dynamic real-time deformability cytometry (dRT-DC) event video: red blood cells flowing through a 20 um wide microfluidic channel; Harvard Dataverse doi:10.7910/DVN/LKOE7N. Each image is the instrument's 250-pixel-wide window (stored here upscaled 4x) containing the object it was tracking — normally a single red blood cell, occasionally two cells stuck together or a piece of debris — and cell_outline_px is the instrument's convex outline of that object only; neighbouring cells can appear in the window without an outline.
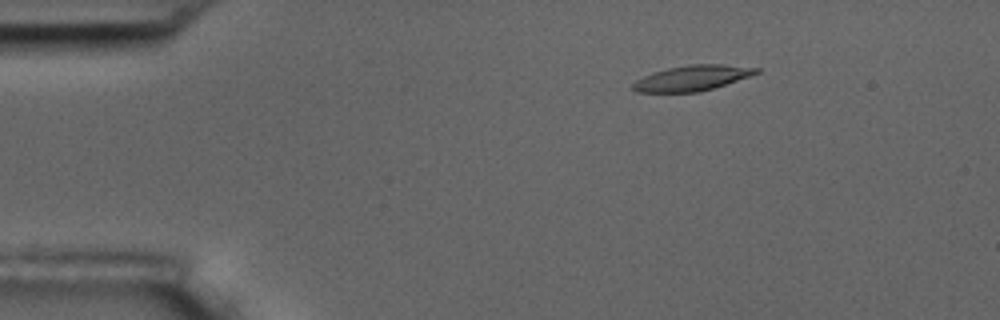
{"species": "common noctule bat (a hibernating species)", "species_latin": "Nyctalus noctula", "temperature_condition": "room temperature", "stored_images_in_passage": 5, "camera_frame_rate_fps": 3000, "um_per_image_px": 0.085, "animal": {"sex": "male", "body_mass_g": 17.5, "forearm_length_mm": 52.3}, "frame": {"image": 1, "passage_image": 2, "time_ms": 2.0, "image_size_px": [1000, 320], "cell_outline_px": [[760, 72], [700, 92], [636, 92], [632, 88], [632, 84], [636, 80], [652, 72], [668, 68], [688, 64], [724, 64], [760, 68]], "centroid_in_image_um": [58.8, 6.62], "position_along_channel_um": 26.2, "area_um2": 18.09}}